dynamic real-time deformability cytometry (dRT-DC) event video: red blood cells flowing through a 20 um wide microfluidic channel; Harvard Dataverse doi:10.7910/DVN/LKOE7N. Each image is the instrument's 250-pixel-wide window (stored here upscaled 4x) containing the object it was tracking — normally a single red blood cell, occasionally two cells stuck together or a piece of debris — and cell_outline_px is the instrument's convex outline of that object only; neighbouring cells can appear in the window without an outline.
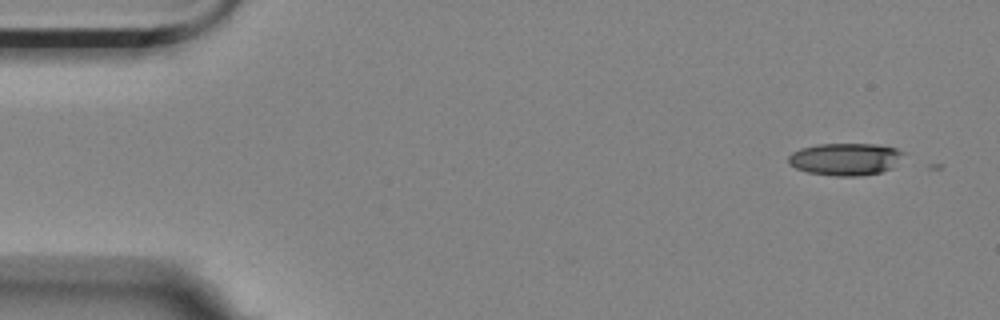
{"species": "Egyptian fruit bat (a non-hibernating species)", "species_latin": "Rousettus aegyptiacus", "temperature_condition": "room temperature", "stored_images_in_passage": 5, "segment_of_instrument_passage": [2, 2], "camera_frame_rate_fps": 3000, "um_per_image_px": 0.085, "animal": {"sex": "female"}, "frame": {"image": 1, "passage_image": 5, "time_ms": 1.333, "image_size_px": [1000, 320], "cell_outline_px": [[904, 152], [892, 168], [880, 172], [860, 176], [836, 176], [808, 172], [796, 168], [788, 164], [788, 156], [792, 152], [800, 148], [816, 144], [876, 144], [896, 148]], "centroid_in_image_um": [71.81, 13.52], "position_along_channel_um": 13.2, "area_um2": 21.62}}